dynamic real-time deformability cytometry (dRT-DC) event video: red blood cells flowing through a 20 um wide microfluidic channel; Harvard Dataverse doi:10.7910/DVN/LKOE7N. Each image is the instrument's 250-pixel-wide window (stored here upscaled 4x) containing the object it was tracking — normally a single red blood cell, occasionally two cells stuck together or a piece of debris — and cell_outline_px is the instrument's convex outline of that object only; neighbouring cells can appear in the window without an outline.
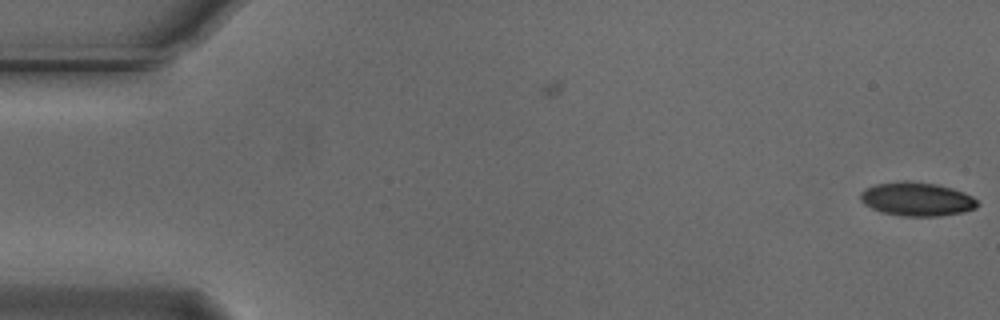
{"species": "Egyptian fruit bat (a non-hibernating species)", "species_latin": "Rousettus aegyptiacus", "temperature_condition": "cold", "stored_images_in_passage": 6, "camera_frame_rate_fps": 3000, "um_per_image_px": 0.085, "animal": {"sex": "male"}, "frame": {"image": 1, "passage_image": 6, "time_ms": 1.667, "image_size_px": [1000, 320], "cell_outline_px": [[980, 204], [976, 208], [964, 212], [940, 216], [900, 216], [880, 212], [864, 204], [860, 200], [860, 192], [864, 188], [876, 184], [900, 180], [908, 180], [936, 184], [952, 188], [964, 192], [972, 196]], "centroid_in_image_um": [77.91, 16.92], "position_along_channel_um": 7.1, "area_um2": 23.35}}